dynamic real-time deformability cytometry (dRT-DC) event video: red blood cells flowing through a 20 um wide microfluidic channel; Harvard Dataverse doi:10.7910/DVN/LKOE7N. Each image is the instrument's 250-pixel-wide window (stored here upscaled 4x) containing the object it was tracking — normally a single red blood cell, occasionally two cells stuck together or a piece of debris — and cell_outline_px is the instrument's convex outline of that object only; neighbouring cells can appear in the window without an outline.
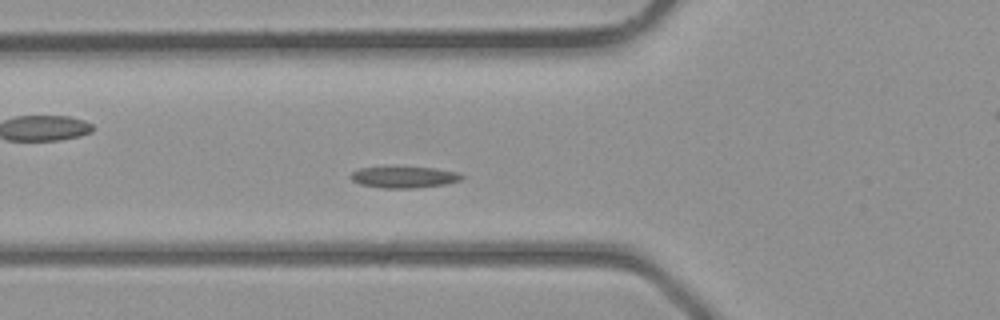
{"species": "common noctule bat (a hibernating species)", "species_latin": "Nyctalus noctula", "temperature_condition": "room temperature", "stored_images_in_passage": 38, "camera_frame_rate_fps": 3000, "um_per_image_px": 0.085, "animal": {"sex": "male", "body_mass_g": 23.1, "forearm_length_mm": 52.7}, "frame": {"image": 1, "passage_image": 11, "time_ms": 3.333, "image_size_px": [1000, 320], "cell_outline_px": [[464, 176], [460, 180], [448, 184], [416, 188], [380, 188], [360, 184], [352, 180], [348, 176], [352, 172], [360, 168], [384, 164], [436, 168], [456, 172]], "centroid_in_image_um": [34.28, 15.01], "position_along_channel_um": 91.5, "area_um2": 14.74}}
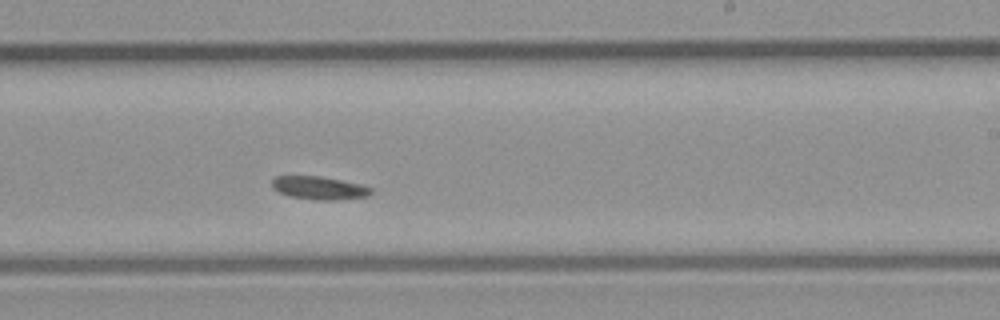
{"frame": {"image": 2, "passage_image": 21, "time_ms": 6.667, "image_size_px": [1000, 320], "cell_outline_px": [[372, 192], [368, 196], [340, 200], [316, 200], [288, 196], [272, 188], [272, 180], [276, 176], [320, 176], [360, 184], [372, 188]], "centroid_in_image_um": [27.13, 15.98], "position_along_channel_um": 261.9, "area_um2": 13.35}}
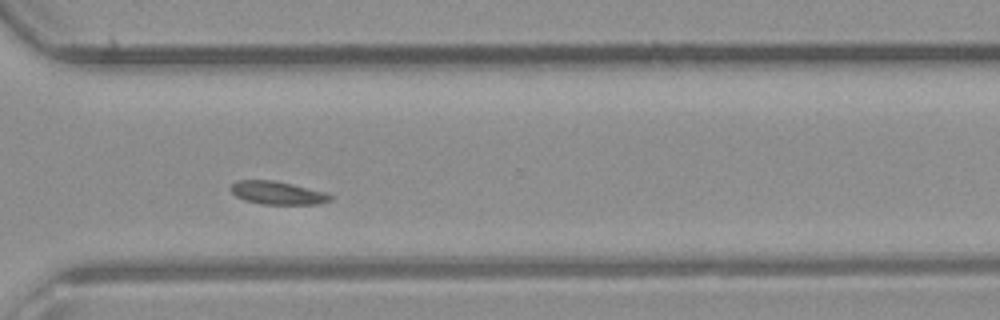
{"frame": {"image": 3, "passage_image": 26, "time_ms": 8.333, "image_size_px": [1000, 320], "cell_outline_px": [[332, 200], [320, 204], [260, 204], [244, 200], [236, 196], [232, 192], [232, 184], [236, 180], [272, 180], [292, 184], [328, 192], [332, 196]], "centroid_in_image_um": [23.63, 16.4], "position_along_channel_um": 347.0, "area_um2": 13.47}}